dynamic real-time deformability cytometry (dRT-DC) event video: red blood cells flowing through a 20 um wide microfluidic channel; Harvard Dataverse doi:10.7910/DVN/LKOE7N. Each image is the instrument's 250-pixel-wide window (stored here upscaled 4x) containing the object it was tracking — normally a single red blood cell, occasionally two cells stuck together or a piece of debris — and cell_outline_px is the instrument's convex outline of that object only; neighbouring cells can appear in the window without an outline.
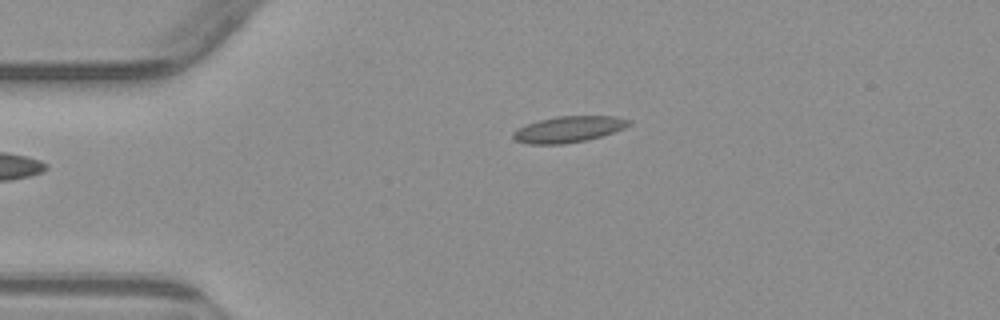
{"species": "common noctule bat (a hibernating species)", "species_latin": "Nyctalus noctula", "temperature_condition": "warm", "stored_images_in_passage": 3, "camera_frame_rate_fps": 3000, "um_per_image_px": 0.085, "animal": {"sex": "male", "body_mass_g": 23.1, "forearm_length_mm": 52.7}, "frame": {"image": 1, "passage_image": 3, "time_ms": 3.0, "image_size_px": [1000, 320], "cell_outline_px": [[632, 124], [624, 128], [588, 140], [564, 144], [528, 144], [512, 140], [512, 132], [528, 124], [540, 120], [556, 116], [616, 116], [632, 120]], "centroid_in_image_um": [48.33, 10.99], "position_along_channel_um": 36.7, "area_um2": 17.69}}